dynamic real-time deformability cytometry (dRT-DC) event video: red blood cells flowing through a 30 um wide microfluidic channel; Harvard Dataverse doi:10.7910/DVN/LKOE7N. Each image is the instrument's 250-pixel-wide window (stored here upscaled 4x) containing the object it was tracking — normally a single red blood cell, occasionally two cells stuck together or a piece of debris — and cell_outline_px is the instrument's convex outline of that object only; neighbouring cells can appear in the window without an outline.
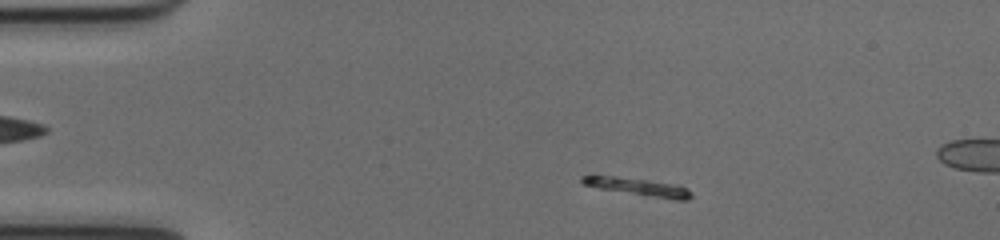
{"species": "common noctule bat (a hibernating species)", "species_latin": "Nyctalus noctula", "temperature_condition": "cold", "stored_images_in_passage": 48, "camera_frame_rate_fps": 3000, "um_per_image_px": 0.085, "animal": {"sex": "female", "body_mass_g": 17.0, "forearm_length_mm": 48.0}, "frame": {"image": 1, "passage_image": 6, "time_ms": 1.667, "image_size_px": [1000, 240], "cell_outline_px": [[692, 196], [688, 200], [676, 200], [644, 196], [600, 188], [584, 184], [580, 180], [580, 176], [616, 176], [680, 184], [692, 192]], "centroid_in_image_um": [54.35, 15.9], "position_along_channel_um": 30.7, "area_um2": 11.33}}
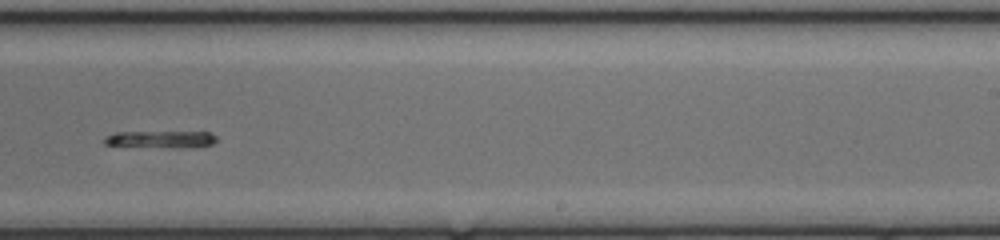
{"frame": {"image": 2, "passage_image": 29, "time_ms": 9.333, "image_size_px": [1000, 240], "cell_outline_px": [[216, 140], [212, 144], [192, 148], [172, 148], [104, 144], [104, 140], [108, 136], [116, 132], [208, 132], [216, 136]], "centroid_in_image_um": [13.75, 11.85], "position_along_channel_um": 275.3, "area_um2": 11.1}}
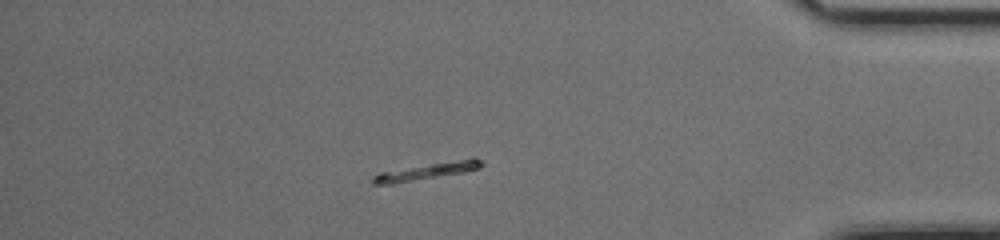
{"frame": {"image": 3, "passage_image": 41, "time_ms": 13.333, "image_size_px": [1000, 240], "cell_outline_px": [[484, 164], [480, 168], [464, 172], [392, 184], [372, 184], [372, 176], [380, 172], [472, 156], [480, 160]], "centroid_in_image_um": [36.33, 14.53], "position_along_channel_um": 398.9, "area_um2": 10.75}}